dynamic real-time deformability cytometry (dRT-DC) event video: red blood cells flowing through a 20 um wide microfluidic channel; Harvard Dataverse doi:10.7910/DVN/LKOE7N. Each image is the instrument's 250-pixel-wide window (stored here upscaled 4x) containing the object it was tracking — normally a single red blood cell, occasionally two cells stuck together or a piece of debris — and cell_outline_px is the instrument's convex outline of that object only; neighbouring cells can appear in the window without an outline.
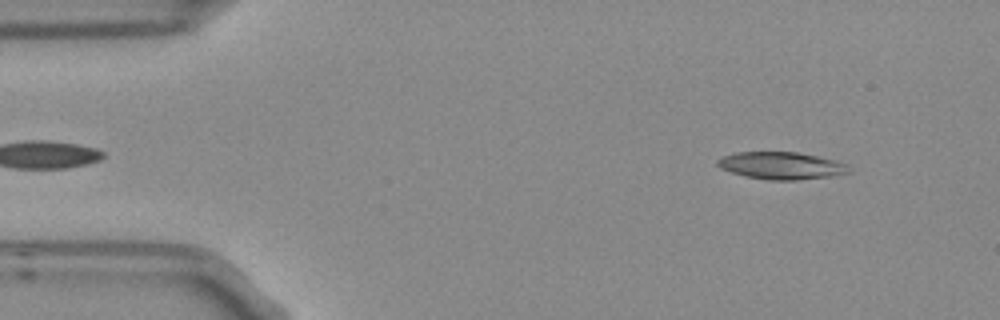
{"species": "Egyptian fruit bat (a non-hibernating species)", "species_latin": "Rousettus aegyptiacus", "temperature_condition": "room temperature", "stored_images_in_passage": 3, "camera_frame_rate_fps": 3000, "um_per_image_px": 0.085, "frame": {"image": 1, "passage_image": 1, "time_ms": 0.0, "image_size_px": [1000, 320], "cell_outline_px": [[848, 172], [832, 176], [796, 180], [768, 180], [744, 176], [720, 168], [716, 164], [716, 160], [724, 156], [736, 152], [796, 152], [836, 160], [848, 164]], "centroid_in_image_um": [66.39, 14.08], "position_along_channel_um": 18.6, "area_um2": 20.81}}
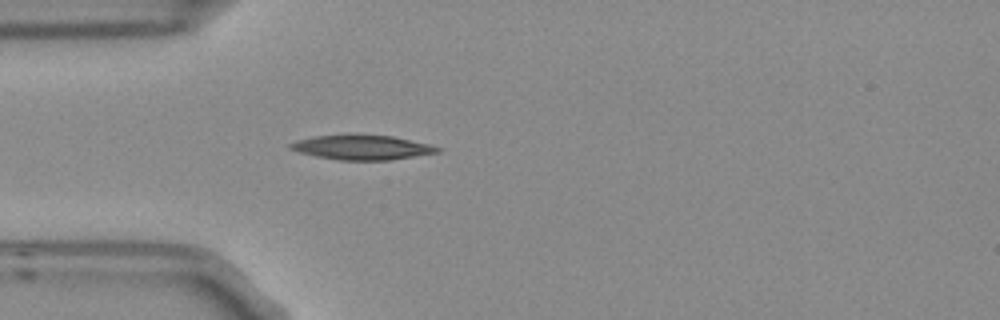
{"frame": {"image": 2, "passage_image": 3, "time_ms": 0.667, "image_size_px": [1000, 320], "cell_outline_px": [[440, 152], [388, 160], [340, 160], [316, 156], [300, 152], [288, 148], [288, 144], [296, 140], [316, 136], [392, 136], [428, 144], [440, 148]], "centroid_in_image_um": [30.75, 12.55], "position_along_channel_um": 54.3, "area_um2": 20.4}}